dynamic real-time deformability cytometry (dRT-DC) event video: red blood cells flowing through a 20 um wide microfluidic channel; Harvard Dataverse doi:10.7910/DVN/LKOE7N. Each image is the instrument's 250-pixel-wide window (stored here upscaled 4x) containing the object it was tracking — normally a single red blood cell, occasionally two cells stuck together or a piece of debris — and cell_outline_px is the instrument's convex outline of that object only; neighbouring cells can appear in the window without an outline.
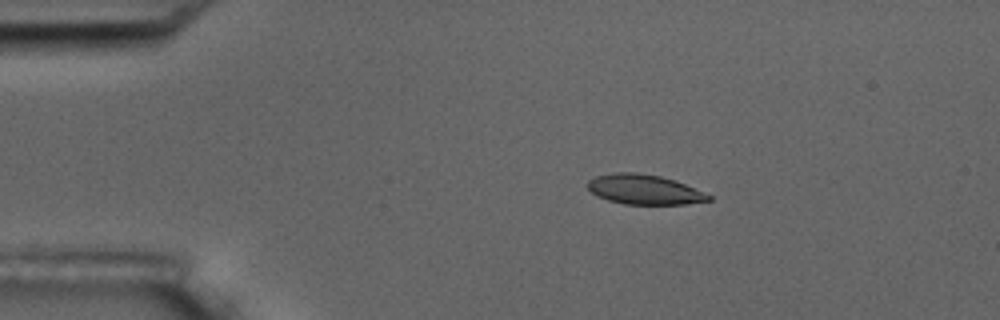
{"species": "common noctule bat (a hibernating species)", "species_latin": "Nyctalus noctula", "temperature_condition": "room temperature", "stored_images_in_passage": 6, "camera_frame_rate_fps": 3000, "um_per_image_px": 0.085, "animal": {"sex": "male", "body_mass_g": 17.5, "forearm_length_mm": 52.3}, "frame": {"image": 1, "passage_image": 3, "time_ms": 2.333, "image_size_px": [1000, 320], "cell_outline_px": [[712, 200], [684, 204], [624, 204], [608, 200], [596, 196], [588, 188], [588, 180], [596, 176], [616, 172], [636, 172], [660, 176], [684, 184], [712, 196]], "centroid_in_image_um": [54.73, 16.11], "position_along_channel_um": 30.3, "area_um2": 20.81}}
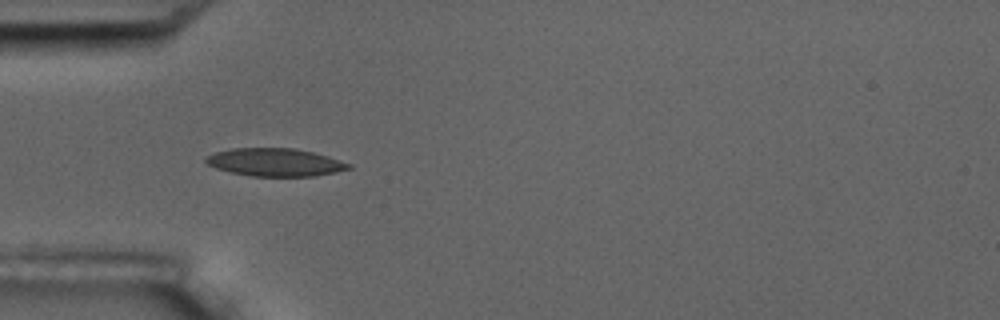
{"frame": {"image": 2, "passage_image": 5, "time_ms": 4.667, "image_size_px": [1000, 320], "cell_outline_px": [[352, 168], [336, 172], [312, 176], [252, 176], [232, 172], [216, 168], [208, 164], [204, 160], [204, 156], [216, 152], [232, 148], [292, 148], [312, 152], [328, 156], [352, 164]], "centroid_in_image_um": [23.38, 13.79], "position_along_channel_um": 61.6, "area_um2": 23.12}}